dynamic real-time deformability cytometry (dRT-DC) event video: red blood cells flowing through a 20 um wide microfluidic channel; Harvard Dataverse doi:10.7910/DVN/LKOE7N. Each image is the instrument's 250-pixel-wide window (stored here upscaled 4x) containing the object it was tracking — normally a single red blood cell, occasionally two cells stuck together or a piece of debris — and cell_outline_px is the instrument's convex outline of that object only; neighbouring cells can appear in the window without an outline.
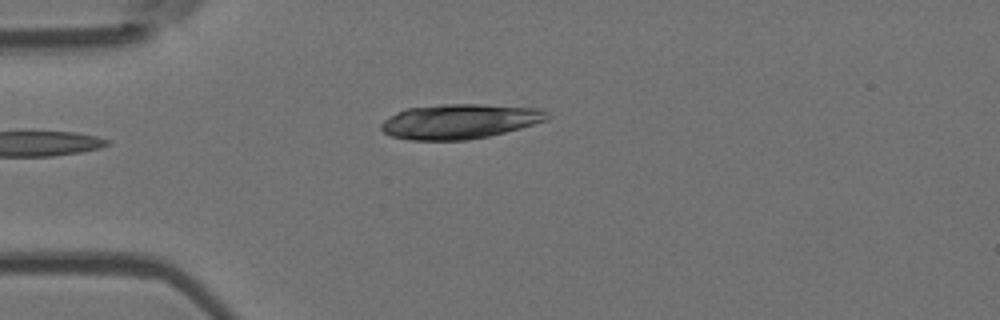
{"species": "Egyptian fruit bat (a non-hibernating species)", "species_latin": "Rousettus aegyptiacus", "temperature_condition": "room temperature", "stored_images_in_passage": 6, "camera_frame_rate_fps": 3000, "um_per_image_px": 0.085, "animal": {"sex": "female"}, "frame": {"image": 1, "passage_image": 6, "time_ms": 6.667, "image_size_px": [1000, 320], "cell_outline_px": [[552, 116], [548, 120], [520, 128], [488, 136], [468, 140], [412, 140], [392, 136], [384, 132], [380, 128], [380, 124], [388, 116], [404, 108], [444, 104], [480, 104], [540, 108], [548, 112]], "centroid_in_image_um": [39.07, 10.31], "position_along_channel_um": 45.9, "area_um2": 33.87}}